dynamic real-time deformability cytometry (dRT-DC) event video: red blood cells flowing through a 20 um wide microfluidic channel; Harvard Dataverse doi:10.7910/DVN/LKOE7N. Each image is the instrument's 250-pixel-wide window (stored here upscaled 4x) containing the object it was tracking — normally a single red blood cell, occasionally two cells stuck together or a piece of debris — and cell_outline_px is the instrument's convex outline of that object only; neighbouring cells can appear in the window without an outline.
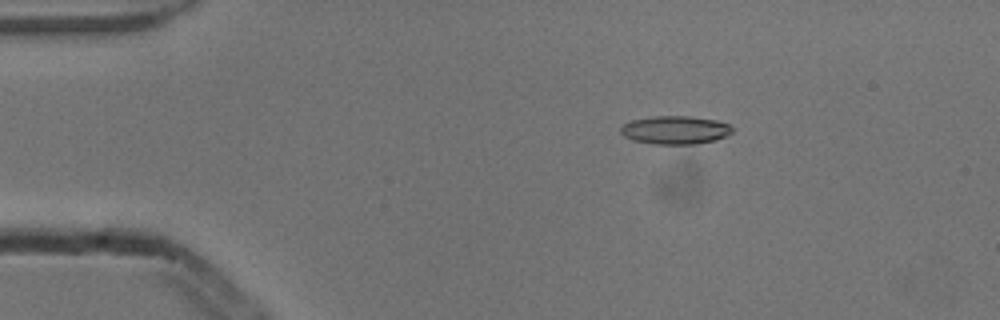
{"species": "common noctule bat (a hibernating species)", "species_latin": "Nyctalus noctula", "temperature_condition": "cold", "stored_images_in_passage": 6, "camera_frame_rate_fps": 3000, "um_per_image_px": 0.085, "animal": {"sex": "male", "body_mass_g": 13.3}, "frame": {"image": 1, "passage_image": 3, "time_ms": 0.667, "image_size_px": [1000, 320], "cell_outline_px": [[732, 132], [716, 140], [696, 144], [652, 144], [632, 140], [624, 136], [620, 132], [620, 128], [624, 124], [632, 120], [652, 116], [688, 116], [716, 120], [728, 124], [732, 128]], "centroid_in_image_um": [57.36, 11.05], "position_along_channel_um": 27.6, "area_um2": 18.38}}
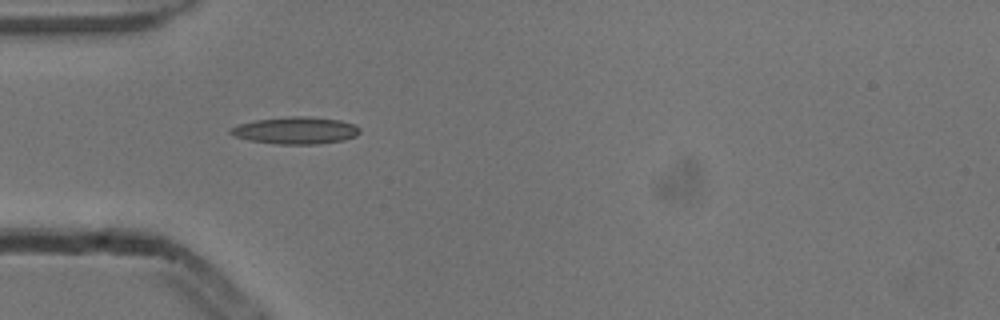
{"frame": {"image": 2, "passage_image": 5, "time_ms": 1.333, "image_size_px": [1000, 320], "cell_outline_px": [[360, 132], [356, 136], [344, 140], [316, 144], [276, 144], [248, 140], [236, 136], [228, 132], [228, 128], [240, 124], [256, 120], [288, 116], [308, 116], [340, 120], [356, 124], [360, 128]], "centroid_in_image_um": [25.15, 11.08], "position_along_channel_um": 59.9, "area_um2": 20.52}}
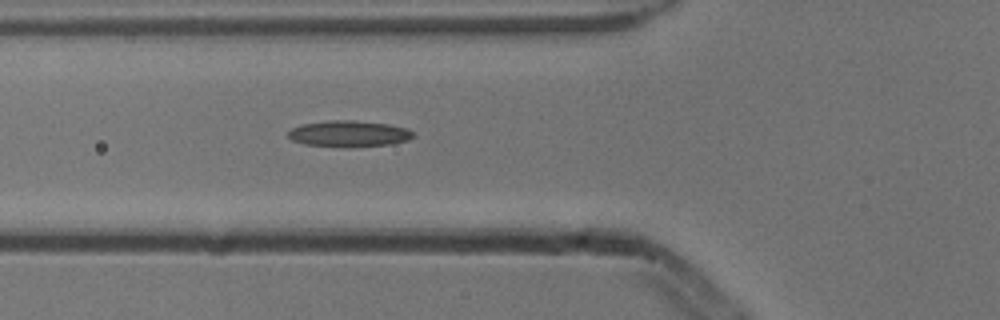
{"frame": {"image": 3, "passage_image": 6, "time_ms": 1.667, "image_size_px": [1000, 320], "cell_outline_px": [[412, 136], [408, 140], [392, 144], [352, 148], [348, 148], [304, 144], [292, 140], [288, 136], [288, 132], [292, 128], [300, 124], [328, 120], [356, 120], [388, 124], [408, 128], [412, 132]], "centroid_in_image_um": [29.64, 11.37], "position_along_channel_um": 96.2, "area_um2": 19.42}}